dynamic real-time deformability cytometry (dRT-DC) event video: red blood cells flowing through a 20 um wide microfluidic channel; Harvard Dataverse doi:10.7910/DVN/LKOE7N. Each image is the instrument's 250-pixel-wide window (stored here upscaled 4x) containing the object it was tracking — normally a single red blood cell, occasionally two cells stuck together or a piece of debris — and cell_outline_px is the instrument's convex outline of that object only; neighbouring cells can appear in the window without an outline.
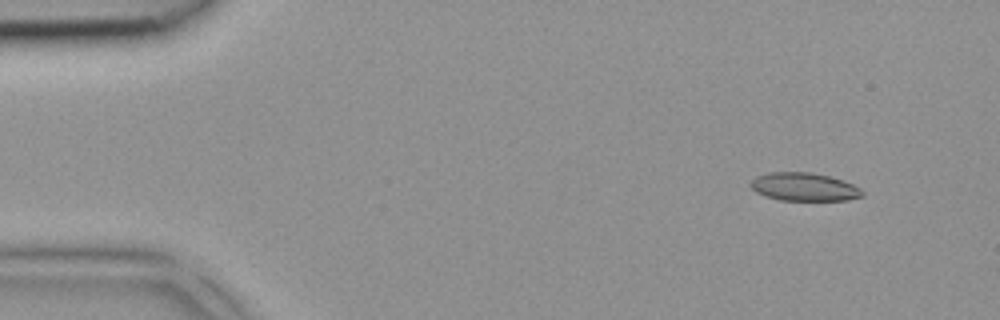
{"species": "common noctule bat (a hibernating species)", "species_latin": "Nyctalus noctula", "temperature_condition": "room temperature", "stored_images_in_passage": 4, "camera_frame_rate_fps": 3000, "um_per_image_px": 0.085, "animal": {"sex": "female", "body_mass_g": 18.4}, "frame": {"image": 1, "passage_image": 2, "time_ms": 0.333, "image_size_px": [1000, 320], "cell_outline_px": [[864, 196], [848, 200], [780, 200], [764, 196], [756, 192], [748, 184], [756, 176], [768, 172], [812, 172], [844, 180], [860, 188], [864, 192]], "centroid_in_image_um": [68.34, 15.88], "position_along_channel_um": 16.7, "area_um2": 18.5}}